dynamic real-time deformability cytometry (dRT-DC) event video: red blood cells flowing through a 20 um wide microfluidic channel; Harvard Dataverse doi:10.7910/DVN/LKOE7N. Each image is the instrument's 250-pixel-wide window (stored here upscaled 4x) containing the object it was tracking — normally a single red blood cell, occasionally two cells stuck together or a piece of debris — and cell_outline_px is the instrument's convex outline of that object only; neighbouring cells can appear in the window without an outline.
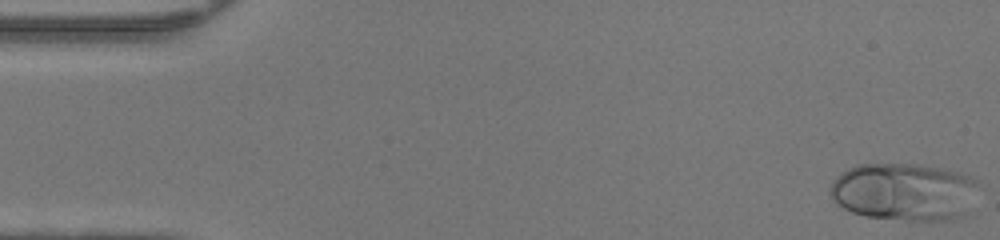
{"species": "human", "species_latin": "Homo sapiens", "temperature_condition": "warm", "stored_images_in_passage": 48, "camera_frame_rate_fps": 3000, "um_per_image_px": 0.085, "donor": {"sex": "female"}, "frame": {"image": 1, "passage_image": 1, "time_ms": 0.0, "image_size_px": [1000, 240], "cell_outline_px": [[976, 184], [964, 216], [952, 220], [908, 220], [864, 216], [852, 212], [836, 204], [832, 200], [832, 180], [840, 172], [856, 164], [916, 164], [940, 168], [956, 172], [968, 176], [976, 180]], "centroid_in_image_um": [76.78, 16.3], "position_along_channel_um": 8.2, "area_um2": 49.42}}
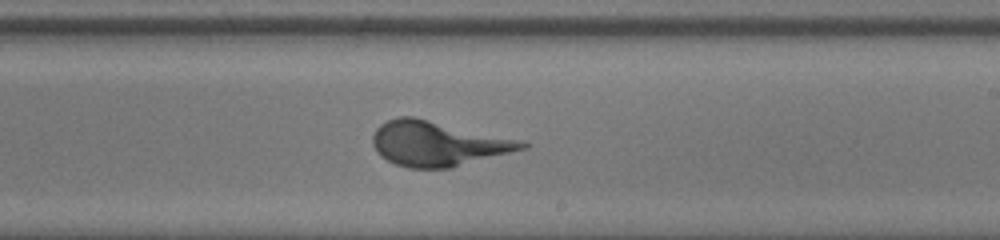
{"frame": {"image": 2, "passage_image": 28, "time_ms": 9.0, "image_size_px": [1000, 240], "cell_outline_px": [[528, 148], [452, 168], [408, 168], [396, 164], [380, 156], [376, 152], [372, 144], [372, 136], [376, 128], [380, 124], [396, 116], [412, 116], [524, 140], [528, 144]], "centroid_in_image_um": [37.22, 12.2], "position_along_channel_um": 251.8, "area_um2": 39.36}}
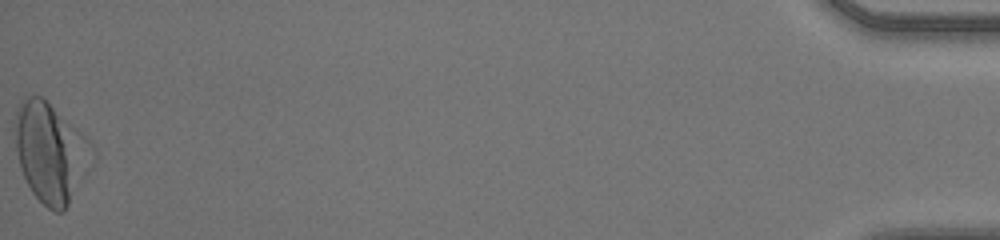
{"frame": {"image": 3, "passage_image": 48, "time_ms": 15.667, "image_size_px": [1000, 240], "cell_outline_px": [[92, 144], [68, 204], [64, 212], [56, 212], [48, 208], [32, 192], [20, 168], [16, 148], [16, 108], [24, 96], [40, 96], [80, 132]], "centroid_in_image_um": [4.17, 12.92], "position_along_channel_um": 431.0, "area_um2": 41.96}}